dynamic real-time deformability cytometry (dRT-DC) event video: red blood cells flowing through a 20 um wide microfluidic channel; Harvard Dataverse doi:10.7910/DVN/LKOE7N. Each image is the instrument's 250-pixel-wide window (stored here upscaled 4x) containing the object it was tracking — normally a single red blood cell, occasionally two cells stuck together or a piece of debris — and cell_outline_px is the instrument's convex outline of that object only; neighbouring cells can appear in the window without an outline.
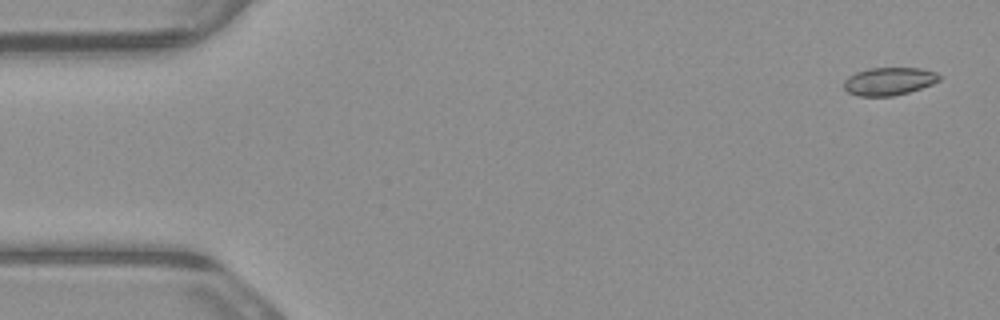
{"species": "common noctule bat (a hibernating species)", "species_latin": "Nyctalus noctula", "temperature_condition": "warm", "stored_images_in_passage": 5, "camera_frame_rate_fps": 3000, "um_per_image_px": 0.085, "animal": {"sex": "male", "body_mass_g": 23.1, "forearm_length_mm": 52.7}, "frame": {"image": 1, "passage_image": 1, "time_ms": 0.0, "image_size_px": [1000, 320], "cell_outline_px": [[944, 76], [940, 80], [932, 84], [908, 92], [892, 96], [856, 96], [848, 92], [844, 88], [844, 80], [848, 76], [856, 72], [868, 68], [920, 68], [936, 72]], "centroid_in_image_um": [75.57, 6.9], "position_along_channel_um": 9.4, "area_um2": 15.61}}
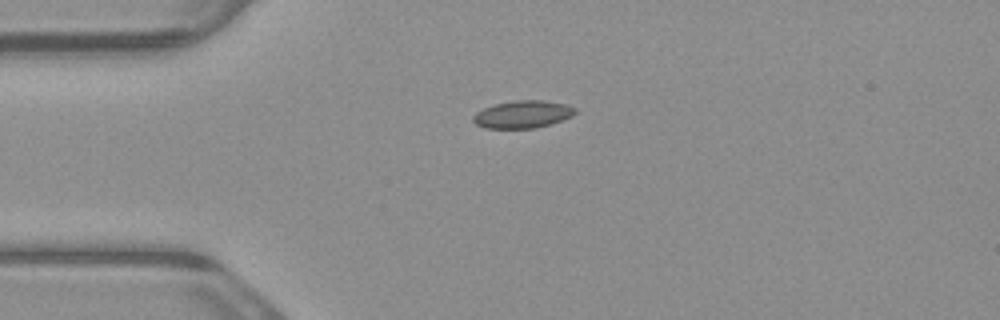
{"frame": {"image": 2, "passage_image": 4, "time_ms": 1.0, "image_size_px": [1000, 320], "cell_outline_px": [[576, 112], [572, 116], [552, 124], [536, 128], [484, 128], [476, 124], [472, 120], [472, 116], [476, 112], [484, 108], [496, 104], [516, 100], [544, 100], [568, 104], [576, 108]], "centroid_in_image_um": [44.45, 9.72], "position_along_channel_um": 40.5, "area_um2": 16.47}}